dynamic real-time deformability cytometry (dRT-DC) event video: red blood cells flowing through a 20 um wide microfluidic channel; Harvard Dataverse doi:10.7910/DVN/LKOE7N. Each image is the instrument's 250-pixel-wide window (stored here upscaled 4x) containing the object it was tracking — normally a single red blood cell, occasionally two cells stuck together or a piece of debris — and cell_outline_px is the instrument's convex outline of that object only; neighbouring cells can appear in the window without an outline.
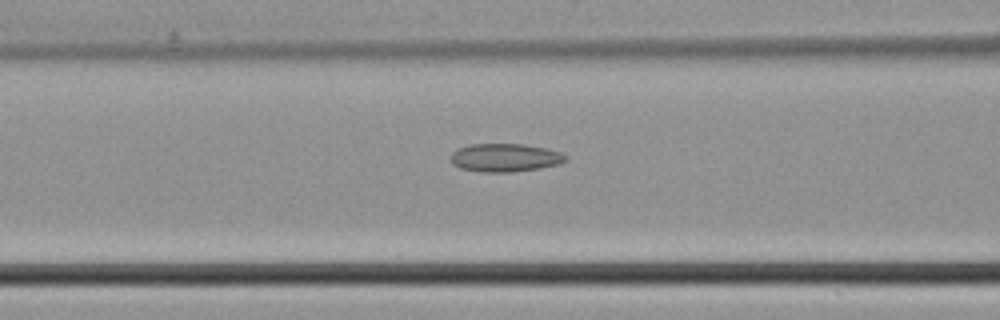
{"species": "common noctule bat (a hibernating species)", "species_latin": "Nyctalus noctula", "temperature_condition": "cold", "stored_images_in_passage": 40, "camera_frame_rate_fps": 3000, "um_per_image_px": 0.085, "animal": {"sex": "male", "body_mass_g": 21.5, "forearm_length_mm": 52.0}, "frame": {"image": 1, "passage_image": 13, "time_ms": 4.0, "image_size_px": [1000, 320], "cell_outline_px": [[568, 160], [560, 164], [540, 168], [512, 172], [484, 172], [460, 168], [452, 164], [452, 152], [460, 148], [472, 144], [524, 144], [544, 148], [560, 152], [568, 156]], "centroid_in_image_um": [42.97, 13.4], "position_along_channel_um": 123.6, "area_um2": 18.84}}
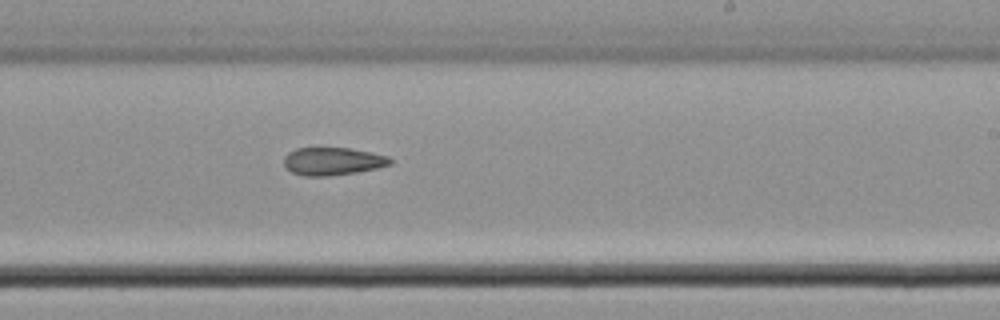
{"frame": {"image": 2, "passage_image": 22, "time_ms": 7.0, "image_size_px": [1000, 320], "cell_outline_px": [[392, 164], [376, 168], [356, 172], [328, 176], [304, 176], [292, 172], [284, 164], [284, 156], [288, 152], [296, 148], [348, 148], [372, 152], [388, 156], [392, 160]], "centroid_in_image_um": [28.28, 13.7], "position_along_channel_um": 260.7, "area_um2": 17.17}}
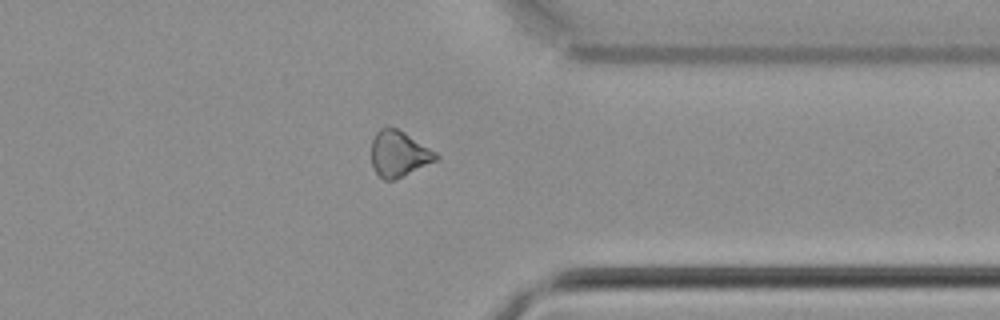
{"frame": {"image": 3, "passage_image": 30, "time_ms": 9.667, "image_size_px": [1000, 320], "cell_outline_px": [[440, 156], [436, 160], [392, 180], [384, 180], [376, 172], [372, 164], [372, 140], [376, 132], [380, 128], [396, 128], [404, 132], [436, 152]], "centroid_in_image_um": [33.88, 13.06], "position_along_channel_um": 377.5, "area_um2": 16.76}}